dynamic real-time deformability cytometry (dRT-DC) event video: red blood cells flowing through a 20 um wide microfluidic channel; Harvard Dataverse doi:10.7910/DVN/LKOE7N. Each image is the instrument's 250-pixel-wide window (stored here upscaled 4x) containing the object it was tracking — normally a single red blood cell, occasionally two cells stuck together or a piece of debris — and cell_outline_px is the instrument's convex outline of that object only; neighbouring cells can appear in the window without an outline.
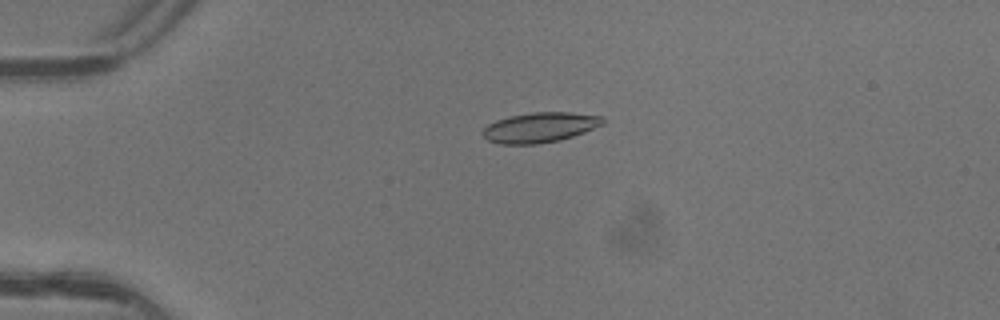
{"species": "common noctule bat (a hibernating species)", "species_latin": "Nyctalus noctula", "temperature_condition": "warm", "stored_images_in_passage": 5, "camera_frame_rate_fps": 3000, "um_per_image_px": 0.085, "animal": {"sex": "female"}, "frame": {"image": 1, "passage_image": 4, "time_ms": 1.0, "image_size_px": [1000, 320], "cell_outline_px": [[604, 124], [584, 132], [560, 140], [536, 144], [500, 144], [488, 140], [480, 132], [488, 124], [496, 120], [508, 116], [532, 112], [568, 112], [604, 116]], "centroid_in_image_um": [45.88, 10.82], "position_along_channel_um": 39.1, "area_um2": 21.1}}